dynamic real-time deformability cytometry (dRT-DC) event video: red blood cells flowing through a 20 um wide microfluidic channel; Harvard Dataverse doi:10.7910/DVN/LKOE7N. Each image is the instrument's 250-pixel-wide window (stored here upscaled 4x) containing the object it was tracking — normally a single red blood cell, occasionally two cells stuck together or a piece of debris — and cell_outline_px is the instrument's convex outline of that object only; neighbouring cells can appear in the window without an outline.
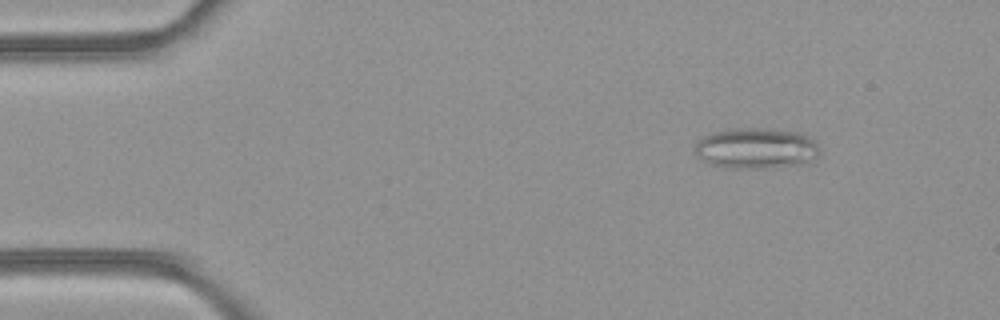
{"species": "common noctule bat (a hibernating species)", "species_latin": "Nyctalus noctula", "temperature_condition": "room temperature", "stored_images_in_passage": 4, "camera_frame_rate_fps": 3000, "um_per_image_px": 0.085, "animal": {"sex": "female", "body_mass_g": 21.9}, "frame": {"image": 1, "passage_image": 2, "time_ms": 0.333, "image_size_px": [1000, 320], "cell_outline_px": [[820, 152], [816, 156], [800, 164], [768, 168], [732, 168], [712, 164], [696, 156], [696, 140], [712, 132], [732, 128], [760, 128], [800, 132], [808, 136], [816, 144]], "centroid_in_image_um": [64.24, 12.59], "position_along_channel_um": 20.8, "area_um2": 29.42}}